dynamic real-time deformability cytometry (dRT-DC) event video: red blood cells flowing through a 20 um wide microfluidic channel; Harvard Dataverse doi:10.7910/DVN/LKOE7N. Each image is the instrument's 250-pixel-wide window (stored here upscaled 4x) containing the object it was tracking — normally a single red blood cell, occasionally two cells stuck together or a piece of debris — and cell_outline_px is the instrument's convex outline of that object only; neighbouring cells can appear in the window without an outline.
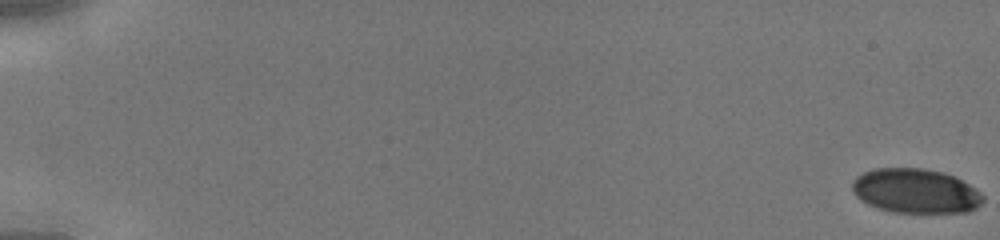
{"species": "human", "species_latin": "Homo sapiens", "temperature_condition": "cold", "stored_images_in_passage": 46, "camera_frame_rate_fps": 3000, "um_per_image_px": 0.085, "donor": {"sex": "male"}, "frame": {"image": 1, "passage_image": 1, "time_ms": 0.0, "image_size_px": [1000, 240], "cell_outline_px": [[984, 200], [976, 208], [968, 212], [892, 212], [876, 208], [860, 200], [852, 192], [852, 180], [856, 176], [872, 168], [924, 168], [944, 172], [976, 188], [984, 196]], "centroid_in_image_um": [77.79, 16.23], "position_along_channel_um": 7.2, "area_um2": 34.1}}
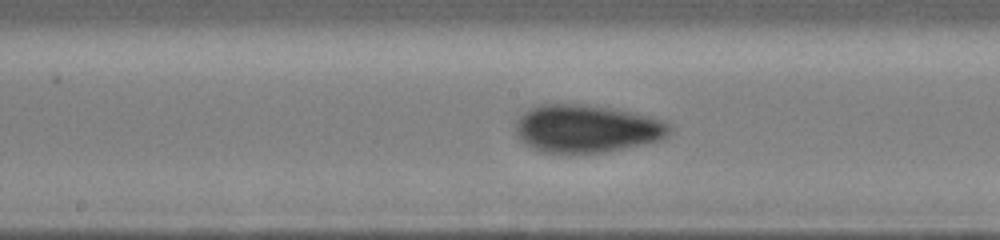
{"frame": {"image": 2, "passage_image": 26, "time_ms": 8.333, "image_size_px": [1000, 240], "cell_outline_px": [[672, 132], [668, 136], [660, 140], [624, 148], [604, 152], [540, 152], [524, 144], [516, 136], [516, 120], [528, 108], [540, 104], [580, 104], [608, 108], [652, 116], [668, 120], [672, 124]], "centroid_in_image_um": [49.89, 10.93], "position_along_channel_um": 198.3, "area_um2": 43.12}}
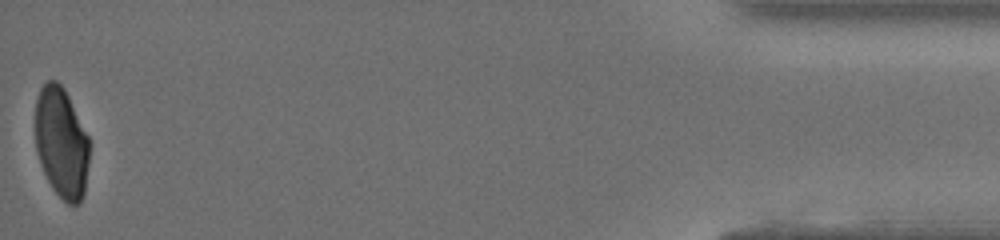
{"frame": {"image": 3, "passage_image": 46, "time_ms": 15.0, "image_size_px": [1000, 240], "cell_outline_px": [[88, 164], [84, 196], [80, 204], [68, 204], [52, 188], [40, 164], [36, 152], [36, 100], [40, 88], [48, 80], [56, 80], [64, 88], [88, 136]], "centroid_in_image_um": [5.22, 12.14], "position_along_channel_um": 430.0, "area_um2": 34.68}}